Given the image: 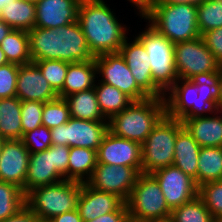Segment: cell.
<instances>
[{"instance_id": "43", "label": "cell", "mask_w": 222, "mask_h": 222, "mask_svg": "<svg viewBox=\"0 0 222 222\" xmlns=\"http://www.w3.org/2000/svg\"><path fill=\"white\" fill-rule=\"evenodd\" d=\"M201 37L216 61L222 66V27L206 31Z\"/></svg>"}, {"instance_id": "51", "label": "cell", "mask_w": 222, "mask_h": 222, "mask_svg": "<svg viewBox=\"0 0 222 222\" xmlns=\"http://www.w3.org/2000/svg\"><path fill=\"white\" fill-rule=\"evenodd\" d=\"M7 63H9V62L7 61L6 55L1 50V47H0V66L5 65Z\"/></svg>"}, {"instance_id": "58", "label": "cell", "mask_w": 222, "mask_h": 222, "mask_svg": "<svg viewBox=\"0 0 222 222\" xmlns=\"http://www.w3.org/2000/svg\"><path fill=\"white\" fill-rule=\"evenodd\" d=\"M23 1L31 2V3H36L38 0H23Z\"/></svg>"}, {"instance_id": "27", "label": "cell", "mask_w": 222, "mask_h": 222, "mask_svg": "<svg viewBox=\"0 0 222 222\" xmlns=\"http://www.w3.org/2000/svg\"><path fill=\"white\" fill-rule=\"evenodd\" d=\"M0 18L12 29L32 30L35 27L36 5L23 0L12 1L1 9Z\"/></svg>"}, {"instance_id": "33", "label": "cell", "mask_w": 222, "mask_h": 222, "mask_svg": "<svg viewBox=\"0 0 222 222\" xmlns=\"http://www.w3.org/2000/svg\"><path fill=\"white\" fill-rule=\"evenodd\" d=\"M173 222H211L213 216L203 200L197 196L193 200L171 210Z\"/></svg>"}, {"instance_id": "41", "label": "cell", "mask_w": 222, "mask_h": 222, "mask_svg": "<svg viewBox=\"0 0 222 222\" xmlns=\"http://www.w3.org/2000/svg\"><path fill=\"white\" fill-rule=\"evenodd\" d=\"M19 65L7 63L0 66V99L16 96Z\"/></svg>"}, {"instance_id": "2", "label": "cell", "mask_w": 222, "mask_h": 222, "mask_svg": "<svg viewBox=\"0 0 222 222\" xmlns=\"http://www.w3.org/2000/svg\"><path fill=\"white\" fill-rule=\"evenodd\" d=\"M28 37L32 62L60 60L75 63L94 58L78 21L57 29L34 27L28 31Z\"/></svg>"}, {"instance_id": "53", "label": "cell", "mask_w": 222, "mask_h": 222, "mask_svg": "<svg viewBox=\"0 0 222 222\" xmlns=\"http://www.w3.org/2000/svg\"><path fill=\"white\" fill-rule=\"evenodd\" d=\"M151 222H173V220L170 217H168L165 219L151 220Z\"/></svg>"}, {"instance_id": "35", "label": "cell", "mask_w": 222, "mask_h": 222, "mask_svg": "<svg viewBox=\"0 0 222 222\" xmlns=\"http://www.w3.org/2000/svg\"><path fill=\"white\" fill-rule=\"evenodd\" d=\"M34 63L39 67L52 89L60 98H63V84L69 63L60 60H38Z\"/></svg>"}, {"instance_id": "10", "label": "cell", "mask_w": 222, "mask_h": 222, "mask_svg": "<svg viewBox=\"0 0 222 222\" xmlns=\"http://www.w3.org/2000/svg\"><path fill=\"white\" fill-rule=\"evenodd\" d=\"M50 131L52 144L84 147L97 151L108 132V121H89L70 117L67 123L51 128Z\"/></svg>"}, {"instance_id": "25", "label": "cell", "mask_w": 222, "mask_h": 222, "mask_svg": "<svg viewBox=\"0 0 222 222\" xmlns=\"http://www.w3.org/2000/svg\"><path fill=\"white\" fill-rule=\"evenodd\" d=\"M70 111V117L89 121H108L102 114L95 89L70 94L64 98Z\"/></svg>"}, {"instance_id": "15", "label": "cell", "mask_w": 222, "mask_h": 222, "mask_svg": "<svg viewBox=\"0 0 222 222\" xmlns=\"http://www.w3.org/2000/svg\"><path fill=\"white\" fill-rule=\"evenodd\" d=\"M127 37L120 48L137 85L149 96L164 99L165 93L154 83L149 56L143 44L135 37ZM131 40V41H130Z\"/></svg>"}, {"instance_id": "20", "label": "cell", "mask_w": 222, "mask_h": 222, "mask_svg": "<svg viewBox=\"0 0 222 222\" xmlns=\"http://www.w3.org/2000/svg\"><path fill=\"white\" fill-rule=\"evenodd\" d=\"M124 204L125 202L115 194L98 191L86 183L81 184L77 210L83 222L118 211Z\"/></svg>"}, {"instance_id": "34", "label": "cell", "mask_w": 222, "mask_h": 222, "mask_svg": "<svg viewBox=\"0 0 222 222\" xmlns=\"http://www.w3.org/2000/svg\"><path fill=\"white\" fill-rule=\"evenodd\" d=\"M197 21L200 35L222 27V0H206L197 5Z\"/></svg>"}, {"instance_id": "8", "label": "cell", "mask_w": 222, "mask_h": 222, "mask_svg": "<svg viewBox=\"0 0 222 222\" xmlns=\"http://www.w3.org/2000/svg\"><path fill=\"white\" fill-rule=\"evenodd\" d=\"M166 115L180 120L208 116L218 110L214 98L199 95L197 86L190 80L178 79L165 93Z\"/></svg>"}, {"instance_id": "39", "label": "cell", "mask_w": 222, "mask_h": 222, "mask_svg": "<svg viewBox=\"0 0 222 222\" xmlns=\"http://www.w3.org/2000/svg\"><path fill=\"white\" fill-rule=\"evenodd\" d=\"M21 141L29 153L42 152L52 145L51 131L44 125L23 134Z\"/></svg>"}, {"instance_id": "14", "label": "cell", "mask_w": 222, "mask_h": 222, "mask_svg": "<svg viewBox=\"0 0 222 222\" xmlns=\"http://www.w3.org/2000/svg\"><path fill=\"white\" fill-rule=\"evenodd\" d=\"M152 175L158 181L171 210L198 196L199 187L195 180L173 165L156 170Z\"/></svg>"}, {"instance_id": "3", "label": "cell", "mask_w": 222, "mask_h": 222, "mask_svg": "<svg viewBox=\"0 0 222 222\" xmlns=\"http://www.w3.org/2000/svg\"><path fill=\"white\" fill-rule=\"evenodd\" d=\"M165 115L164 99L148 97L133 101L108 120V131L117 137L142 144Z\"/></svg>"}, {"instance_id": "18", "label": "cell", "mask_w": 222, "mask_h": 222, "mask_svg": "<svg viewBox=\"0 0 222 222\" xmlns=\"http://www.w3.org/2000/svg\"><path fill=\"white\" fill-rule=\"evenodd\" d=\"M16 97L21 101L45 103L55 100L59 96L44 78L39 67L32 62L19 65Z\"/></svg>"}, {"instance_id": "47", "label": "cell", "mask_w": 222, "mask_h": 222, "mask_svg": "<svg viewBox=\"0 0 222 222\" xmlns=\"http://www.w3.org/2000/svg\"><path fill=\"white\" fill-rule=\"evenodd\" d=\"M52 222H83L77 209L55 216Z\"/></svg>"}, {"instance_id": "46", "label": "cell", "mask_w": 222, "mask_h": 222, "mask_svg": "<svg viewBox=\"0 0 222 222\" xmlns=\"http://www.w3.org/2000/svg\"><path fill=\"white\" fill-rule=\"evenodd\" d=\"M131 3V6L136 8L134 9L135 14L140 16V18L150 9L154 0H127ZM137 12V13H136Z\"/></svg>"}, {"instance_id": "44", "label": "cell", "mask_w": 222, "mask_h": 222, "mask_svg": "<svg viewBox=\"0 0 222 222\" xmlns=\"http://www.w3.org/2000/svg\"><path fill=\"white\" fill-rule=\"evenodd\" d=\"M129 218L127 204L125 203L118 211H114L89 222H127Z\"/></svg>"}, {"instance_id": "55", "label": "cell", "mask_w": 222, "mask_h": 222, "mask_svg": "<svg viewBox=\"0 0 222 222\" xmlns=\"http://www.w3.org/2000/svg\"><path fill=\"white\" fill-rule=\"evenodd\" d=\"M36 222H52L51 219L36 217Z\"/></svg>"}, {"instance_id": "57", "label": "cell", "mask_w": 222, "mask_h": 222, "mask_svg": "<svg viewBox=\"0 0 222 222\" xmlns=\"http://www.w3.org/2000/svg\"><path fill=\"white\" fill-rule=\"evenodd\" d=\"M4 140H5V139L0 138V156H1V152H2V147H3Z\"/></svg>"}, {"instance_id": "54", "label": "cell", "mask_w": 222, "mask_h": 222, "mask_svg": "<svg viewBox=\"0 0 222 222\" xmlns=\"http://www.w3.org/2000/svg\"><path fill=\"white\" fill-rule=\"evenodd\" d=\"M127 222H151V220H149V221H146V220H138V219L129 217L128 220H127Z\"/></svg>"}, {"instance_id": "50", "label": "cell", "mask_w": 222, "mask_h": 222, "mask_svg": "<svg viewBox=\"0 0 222 222\" xmlns=\"http://www.w3.org/2000/svg\"><path fill=\"white\" fill-rule=\"evenodd\" d=\"M220 99L218 100V110H222V66L220 67Z\"/></svg>"}, {"instance_id": "32", "label": "cell", "mask_w": 222, "mask_h": 222, "mask_svg": "<svg viewBox=\"0 0 222 222\" xmlns=\"http://www.w3.org/2000/svg\"><path fill=\"white\" fill-rule=\"evenodd\" d=\"M22 188L10 182L0 181V221L16 215L26 206Z\"/></svg>"}, {"instance_id": "12", "label": "cell", "mask_w": 222, "mask_h": 222, "mask_svg": "<svg viewBox=\"0 0 222 222\" xmlns=\"http://www.w3.org/2000/svg\"><path fill=\"white\" fill-rule=\"evenodd\" d=\"M97 79L116 87L133 101H140L149 96L137 85L124 57L120 52L106 53L94 57ZM101 79H100V78Z\"/></svg>"}, {"instance_id": "17", "label": "cell", "mask_w": 222, "mask_h": 222, "mask_svg": "<svg viewBox=\"0 0 222 222\" xmlns=\"http://www.w3.org/2000/svg\"><path fill=\"white\" fill-rule=\"evenodd\" d=\"M30 153L21 139L4 140L0 156V181L22 188L25 194Z\"/></svg>"}, {"instance_id": "29", "label": "cell", "mask_w": 222, "mask_h": 222, "mask_svg": "<svg viewBox=\"0 0 222 222\" xmlns=\"http://www.w3.org/2000/svg\"><path fill=\"white\" fill-rule=\"evenodd\" d=\"M94 89L97 95L99 108L107 120L113 115L122 112L133 102L130 97L116 87L105 84L98 79L96 80Z\"/></svg>"}, {"instance_id": "9", "label": "cell", "mask_w": 222, "mask_h": 222, "mask_svg": "<svg viewBox=\"0 0 222 222\" xmlns=\"http://www.w3.org/2000/svg\"><path fill=\"white\" fill-rule=\"evenodd\" d=\"M126 204L129 217L138 220L165 219L171 214L160 185L152 174H139Z\"/></svg>"}, {"instance_id": "38", "label": "cell", "mask_w": 222, "mask_h": 222, "mask_svg": "<svg viewBox=\"0 0 222 222\" xmlns=\"http://www.w3.org/2000/svg\"><path fill=\"white\" fill-rule=\"evenodd\" d=\"M220 68L215 72L197 74L190 79L198 88L199 95L206 98L220 99Z\"/></svg>"}, {"instance_id": "11", "label": "cell", "mask_w": 222, "mask_h": 222, "mask_svg": "<svg viewBox=\"0 0 222 222\" xmlns=\"http://www.w3.org/2000/svg\"><path fill=\"white\" fill-rule=\"evenodd\" d=\"M174 54L178 79L190 80L197 74L215 72L221 67L201 36L175 43Z\"/></svg>"}, {"instance_id": "21", "label": "cell", "mask_w": 222, "mask_h": 222, "mask_svg": "<svg viewBox=\"0 0 222 222\" xmlns=\"http://www.w3.org/2000/svg\"><path fill=\"white\" fill-rule=\"evenodd\" d=\"M180 120L201 148L222 147V110L208 116Z\"/></svg>"}, {"instance_id": "22", "label": "cell", "mask_w": 222, "mask_h": 222, "mask_svg": "<svg viewBox=\"0 0 222 222\" xmlns=\"http://www.w3.org/2000/svg\"><path fill=\"white\" fill-rule=\"evenodd\" d=\"M62 180L64 178L53 167L52 145L45 151L30 154L25 180V195L34 188L51 185Z\"/></svg>"}, {"instance_id": "49", "label": "cell", "mask_w": 222, "mask_h": 222, "mask_svg": "<svg viewBox=\"0 0 222 222\" xmlns=\"http://www.w3.org/2000/svg\"><path fill=\"white\" fill-rule=\"evenodd\" d=\"M11 30L12 28L0 18V43Z\"/></svg>"}, {"instance_id": "52", "label": "cell", "mask_w": 222, "mask_h": 222, "mask_svg": "<svg viewBox=\"0 0 222 222\" xmlns=\"http://www.w3.org/2000/svg\"><path fill=\"white\" fill-rule=\"evenodd\" d=\"M12 1L15 0H0V11L4 6H6L8 3H11Z\"/></svg>"}, {"instance_id": "28", "label": "cell", "mask_w": 222, "mask_h": 222, "mask_svg": "<svg viewBox=\"0 0 222 222\" xmlns=\"http://www.w3.org/2000/svg\"><path fill=\"white\" fill-rule=\"evenodd\" d=\"M21 103L16 96L0 99V138H22Z\"/></svg>"}, {"instance_id": "26", "label": "cell", "mask_w": 222, "mask_h": 222, "mask_svg": "<svg viewBox=\"0 0 222 222\" xmlns=\"http://www.w3.org/2000/svg\"><path fill=\"white\" fill-rule=\"evenodd\" d=\"M97 163L96 150L84 147H70L68 180L86 183Z\"/></svg>"}, {"instance_id": "31", "label": "cell", "mask_w": 222, "mask_h": 222, "mask_svg": "<svg viewBox=\"0 0 222 222\" xmlns=\"http://www.w3.org/2000/svg\"><path fill=\"white\" fill-rule=\"evenodd\" d=\"M9 63L25 65L32 63L29 52L28 31L12 29L0 43Z\"/></svg>"}, {"instance_id": "19", "label": "cell", "mask_w": 222, "mask_h": 222, "mask_svg": "<svg viewBox=\"0 0 222 222\" xmlns=\"http://www.w3.org/2000/svg\"><path fill=\"white\" fill-rule=\"evenodd\" d=\"M81 0H38L35 27L57 29L77 21Z\"/></svg>"}, {"instance_id": "45", "label": "cell", "mask_w": 222, "mask_h": 222, "mask_svg": "<svg viewBox=\"0 0 222 222\" xmlns=\"http://www.w3.org/2000/svg\"><path fill=\"white\" fill-rule=\"evenodd\" d=\"M36 215L25 206L16 215L0 222H36Z\"/></svg>"}, {"instance_id": "6", "label": "cell", "mask_w": 222, "mask_h": 222, "mask_svg": "<svg viewBox=\"0 0 222 222\" xmlns=\"http://www.w3.org/2000/svg\"><path fill=\"white\" fill-rule=\"evenodd\" d=\"M184 127L181 120L165 115L141 144L142 173L173 165L177 133Z\"/></svg>"}, {"instance_id": "4", "label": "cell", "mask_w": 222, "mask_h": 222, "mask_svg": "<svg viewBox=\"0 0 222 222\" xmlns=\"http://www.w3.org/2000/svg\"><path fill=\"white\" fill-rule=\"evenodd\" d=\"M142 19L173 44L201 36L193 4H152Z\"/></svg>"}, {"instance_id": "13", "label": "cell", "mask_w": 222, "mask_h": 222, "mask_svg": "<svg viewBox=\"0 0 222 222\" xmlns=\"http://www.w3.org/2000/svg\"><path fill=\"white\" fill-rule=\"evenodd\" d=\"M139 174L133 167L97 163L86 184L98 191L115 194L126 203Z\"/></svg>"}, {"instance_id": "16", "label": "cell", "mask_w": 222, "mask_h": 222, "mask_svg": "<svg viewBox=\"0 0 222 222\" xmlns=\"http://www.w3.org/2000/svg\"><path fill=\"white\" fill-rule=\"evenodd\" d=\"M141 144L107 132L97 150V162L128 166L142 173Z\"/></svg>"}, {"instance_id": "37", "label": "cell", "mask_w": 222, "mask_h": 222, "mask_svg": "<svg viewBox=\"0 0 222 222\" xmlns=\"http://www.w3.org/2000/svg\"><path fill=\"white\" fill-rule=\"evenodd\" d=\"M198 196L213 217L222 216V180L202 184Z\"/></svg>"}, {"instance_id": "48", "label": "cell", "mask_w": 222, "mask_h": 222, "mask_svg": "<svg viewBox=\"0 0 222 222\" xmlns=\"http://www.w3.org/2000/svg\"><path fill=\"white\" fill-rule=\"evenodd\" d=\"M206 0H154L153 4H170V5H176V4H193V5H199L203 3Z\"/></svg>"}, {"instance_id": "42", "label": "cell", "mask_w": 222, "mask_h": 222, "mask_svg": "<svg viewBox=\"0 0 222 222\" xmlns=\"http://www.w3.org/2000/svg\"><path fill=\"white\" fill-rule=\"evenodd\" d=\"M69 152V146L52 144L53 167L66 180H68Z\"/></svg>"}, {"instance_id": "24", "label": "cell", "mask_w": 222, "mask_h": 222, "mask_svg": "<svg viewBox=\"0 0 222 222\" xmlns=\"http://www.w3.org/2000/svg\"><path fill=\"white\" fill-rule=\"evenodd\" d=\"M96 78L97 69L94 58L90 61L69 63L63 84V98L76 92L94 88Z\"/></svg>"}, {"instance_id": "40", "label": "cell", "mask_w": 222, "mask_h": 222, "mask_svg": "<svg viewBox=\"0 0 222 222\" xmlns=\"http://www.w3.org/2000/svg\"><path fill=\"white\" fill-rule=\"evenodd\" d=\"M44 103L38 101H22L21 124L22 136L24 133L34 130L42 125Z\"/></svg>"}, {"instance_id": "23", "label": "cell", "mask_w": 222, "mask_h": 222, "mask_svg": "<svg viewBox=\"0 0 222 222\" xmlns=\"http://www.w3.org/2000/svg\"><path fill=\"white\" fill-rule=\"evenodd\" d=\"M200 148L199 144L193 139L185 127L177 133L174 145L173 166L193 178L196 184Z\"/></svg>"}, {"instance_id": "7", "label": "cell", "mask_w": 222, "mask_h": 222, "mask_svg": "<svg viewBox=\"0 0 222 222\" xmlns=\"http://www.w3.org/2000/svg\"><path fill=\"white\" fill-rule=\"evenodd\" d=\"M135 37L143 44L149 56L154 83L166 93L178 80L175 68L174 44L159 34L148 23Z\"/></svg>"}, {"instance_id": "36", "label": "cell", "mask_w": 222, "mask_h": 222, "mask_svg": "<svg viewBox=\"0 0 222 222\" xmlns=\"http://www.w3.org/2000/svg\"><path fill=\"white\" fill-rule=\"evenodd\" d=\"M70 119L69 105L64 98L45 102L43 105L42 125L51 129L63 125Z\"/></svg>"}, {"instance_id": "1", "label": "cell", "mask_w": 222, "mask_h": 222, "mask_svg": "<svg viewBox=\"0 0 222 222\" xmlns=\"http://www.w3.org/2000/svg\"><path fill=\"white\" fill-rule=\"evenodd\" d=\"M104 0H81L77 21L86 38L91 54L99 56L119 52L128 37V26Z\"/></svg>"}, {"instance_id": "30", "label": "cell", "mask_w": 222, "mask_h": 222, "mask_svg": "<svg viewBox=\"0 0 222 222\" xmlns=\"http://www.w3.org/2000/svg\"><path fill=\"white\" fill-rule=\"evenodd\" d=\"M219 180H222V147L200 148L197 186Z\"/></svg>"}, {"instance_id": "56", "label": "cell", "mask_w": 222, "mask_h": 222, "mask_svg": "<svg viewBox=\"0 0 222 222\" xmlns=\"http://www.w3.org/2000/svg\"><path fill=\"white\" fill-rule=\"evenodd\" d=\"M211 222H222V216L213 217Z\"/></svg>"}, {"instance_id": "5", "label": "cell", "mask_w": 222, "mask_h": 222, "mask_svg": "<svg viewBox=\"0 0 222 222\" xmlns=\"http://www.w3.org/2000/svg\"><path fill=\"white\" fill-rule=\"evenodd\" d=\"M81 182L62 180L32 189L26 194V206L40 218L52 219L77 209Z\"/></svg>"}]
</instances>
